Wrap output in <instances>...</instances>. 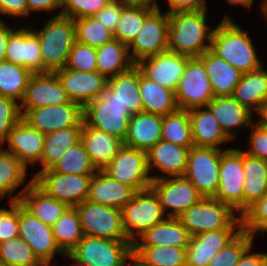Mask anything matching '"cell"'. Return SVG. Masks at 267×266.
I'll return each instance as SVG.
<instances>
[{
    "label": "cell",
    "instance_id": "1",
    "mask_svg": "<svg viewBox=\"0 0 267 266\" xmlns=\"http://www.w3.org/2000/svg\"><path fill=\"white\" fill-rule=\"evenodd\" d=\"M206 12L169 13L168 51L192 58L210 50L214 29H207Z\"/></svg>",
    "mask_w": 267,
    "mask_h": 266
},
{
    "label": "cell",
    "instance_id": "2",
    "mask_svg": "<svg viewBox=\"0 0 267 266\" xmlns=\"http://www.w3.org/2000/svg\"><path fill=\"white\" fill-rule=\"evenodd\" d=\"M210 50L242 73L263 66L247 31L227 15L214 28Z\"/></svg>",
    "mask_w": 267,
    "mask_h": 266
},
{
    "label": "cell",
    "instance_id": "3",
    "mask_svg": "<svg viewBox=\"0 0 267 266\" xmlns=\"http://www.w3.org/2000/svg\"><path fill=\"white\" fill-rule=\"evenodd\" d=\"M40 43L43 73H55L66 66L69 52L76 41L74 20L56 15L43 29L34 31Z\"/></svg>",
    "mask_w": 267,
    "mask_h": 266
},
{
    "label": "cell",
    "instance_id": "4",
    "mask_svg": "<svg viewBox=\"0 0 267 266\" xmlns=\"http://www.w3.org/2000/svg\"><path fill=\"white\" fill-rule=\"evenodd\" d=\"M228 205L213 197H204L177 218L192 236L221 229H242L241 217Z\"/></svg>",
    "mask_w": 267,
    "mask_h": 266
},
{
    "label": "cell",
    "instance_id": "5",
    "mask_svg": "<svg viewBox=\"0 0 267 266\" xmlns=\"http://www.w3.org/2000/svg\"><path fill=\"white\" fill-rule=\"evenodd\" d=\"M133 253L130 240H111L84 235L65 257L85 266H121Z\"/></svg>",
    "mask_w": 267,
    "mask_h": 266
},
{
    "label": "cell",
    "instance_id": "6",
    "mask_svg": "<svg viewBox=\"0 0 267 266\" xmlns=\"http://www.w3.org/2000/svg\"><path fill=\"white\" fill-rule=\"evenodd\" d=\"M121 215L123 228L131 242L146 229L166 219L159 198L151 187L137 191L121 208Z\"/></svg>",
    "mask_w": 267,
    "mask_h": 266
},
{
    "label": "cell",
    "instance_id": "7",
    "mask_svg": "<svg viewBox=\"0 0 267 266\" xmlns=\"http://www.w3.org/2000/svg\"><path fill=\"white\" fill-rule=\"evenodd\" d=\"M93 174H62L51 168L40 171L33 182L47 195L65 203L68 207L87 200Z\"/></svg>",
    "mask_w": 267,
    "mask_h": 266
},
{
    "label": "cell",
    "instance_id": "8",
    "mask_svg": "<svg viewBox=\"0 0 267 266\" xmlns=\"http://www.w3.org/2000/svg\"><path fill=\"white\" fill-rule=\"evenodd\" d=\"M84 235L111 240H129L122 223L121 209L85 200L74 207Z\"/></svg>",
    "mask_w": 267,
    "mask_h": 266
},
{
    "label": "cell",
    "instance_id": "9",
    "mask_svg": "<svg viewBox=\"0 0 267 266\" xmlns=\"http://www.w3.org/2000/svg\"><path fill=\"white\" fill-rule=\"evenodd\" d=\"M243 150L229 148L221 155L219 185L213 197L243 215L244 187Z\"/></svg>",
    "mask_w": 267,
    "mask_h": 266
},
{
    "label": "cell",
    "instance_id": "10",
    "mask_svg": "<svg viewBox=\"0 0 267 266\" xmlns=\"http://www.w3.org/2000/svg\"><path fill=\"white\" fill-rule=\"evenodd\" d=\"M225 150L192 146L184 176L203 197H214L219 185L221 155Z\"/></svg>",
    "mask_w": 267,
    "mask_h": 266
},
{
    "label": "cell",
    "instance_id": "11",
    "mask_svg": "<svg viewBox=\"0 0 267 266\" xmlns=\"http://www.w3.org/2000/svg\"><path fill=\"white\" fill-rule=\"evenodd\" d=\"M214 97L203 62L198 57L190 58L175 91L178 108H204Z\"/></svg>",
    "mask_w": 267,
    "mask_h": 266
},
{
    "label": "cell",
    "instance_id": "12",
    "mask_svg": "<svg viewBox=\"0 0 267 266\" xmlns=\"http://www.w3.org/2000/svg\"><path fill=\"white\" fill-rule=\"evenodd\" d=\"M152 183L150 187L157 194L164 214L168 208H172L167 213V217L177 218L185 210L199 202L203 195L185 177L176 176H150Z\"/></svg>",
    "mask_w": 267,
    "mask_h": 266
},
{
    "label": "cell",
    "instance_id": "13",
    "mask_svg": "<svg viewBox=\"0 0 267 266\" xmlns=\"http://www.w3.org/2000/svg\"><path fill=\"white\" fill-rule=\"evenodd\" d=\"M103 171L136 192L149 188L152 183L147 169L146 152L126 145L120 148Z\"/></svg>",
    "mask_w": 267,
    "mask_h": 266
},
{
    "label": "cell",
    "instance_id": "14",
    "mask_svg": "<svg viewBox=\"0 0 267 266\" xmlns=\"http://www.w3.org/2000/svg\"><path fill=\"white\" fill-rule=\"evenodd\" d=\"M168 34L169 14H162L160 8L154 10L144 20L138 35L128 46L131 60L137 64L144 58L168 51Z\"/></svg>",
    "mask_w": 267,
    "mask_h": 266
},
{
    "label": "cell",
    "instance_id": "15",
    "mask_svg": "<svg viewBox=\"0 0 267 266\" xmlns=\"http://www.w3.org/2000/svg\"><path fill=\"white\" fill-rule=\"evenodd\" d=\"M19 236L32 248L44 266H50L55 254L65 253L57 245L52 227L42 223L19 202Z\"/></svg>",
    "mask_w": 267,
    "mask_h": 266
},
{
    "label": "cell",
    "instance_id": "16",
    "mask_svg": "<svg viewBox=\"0 0 267 266\" xmlns=\"http://www.w3.org/2000/svg\"><path fill=\"white\" fill-rule=\"evenodd\" d=\"M22 119L42 134L83 126V107L76 102L29 110Z\"/></svg>",
    "mask_w": 267,
    "mask_h": 266
},
{
    "label": "cell",
    "instance_id": "17",
    "mask_svg": "<svg viewBox=\"0 0 267 266\" xmlns=\"http://www.w3.org/2000/svg\"><path fill=\"white\" fill-rule=\"evenodd\" d=\"M131 116L126 108L118 103H109L101 96L83 107V122L87 126L103 130L123 141Z\"/></svg>",
    "mask_w": 267,
    "mask_h": 266
},
{
    "label": "cell",
    "instance_id": "18",
    "mask_svg": "<svg viewBox=\"0 0 267 266\" xmlns=\"http://www.w3.org/2000/svg\"><path fill=\"white\" fill-rule=\"evenodd\" d=\"M69 102L71 100L56 73H36L28 80L25 95L20 102V113L23 117L32 109Z\"/></svg>",
    "mask_w": 267,
    "mask_h": 266
},
{
    "label": "cell",
    "instance_id": "19",
    "mask_svg": "<svg viewBox=\"0 0 267 266\" xmlns=\"http://www.w3.org/2000/svg\"><path fill=\"white\" fill-rule=\"evenodd\" d=\"M190 58L183 54L165 51L142 59L136 66L146 78L155 81L162 87L176 91Z\"/></svg>",
    "mask_w": 267,
    "mask_h": 266
},
{
    "label": "cell",
    "instance_id": "20",
    "mask_svg": "<svg viewBox=\"0 0 267 266\" xmlns=\"http://www.w3.org/2000/svg\"><path fill=\"white\" fill-rule=\"evenodd\" d=\"M69 99L82 107L101 96L108 79L98 71L82 72L66 69L55 72Z\"/></svg>",
    "mask_w": 267,
    "mask_h": 266
},
{
    "label": "cell",
    "instance_id": "21",
    "mask_svg": "<svg viewBox=\"0 0 267 266\" xmlns=\"http://www.w3.org/2000/svg\"><path fill=\"white\" fill-rule=\"evenodd\" d=\"M6 61L23 66L32 74L43 73L39 38L34 29L21 27L9 35Z\"/></svg>",
    "mask_w": 267,
    "mask_h": 266
},
{
    "label": "cell",
    "instance_id": "22",
    "mask_svg": "<svg viewBox=\"0 0 267 266\" xmlns=\"http://www.w3.org/2000/svg\"><path fill=\"white\" fill-rule=\"evenodd\" d=\"M101 97L109 103H118L133 115L143 111L139 87V68L134 65L130 70L108 79Z\"/></svg>",
    "mask_w": 267,
    "mask_h": 266
},
{
    "label": "cell",
    "instance_id": "23",
    "mask_svg": "<svg viewBox=\"0 0 267 266\" xmlns=\"http://www.w3.org/2000/svg\"><path fill=\"white\" fill-rule=\"evenodd\" d=\"M10 201H19L29 212L42 223L53 226L56 221L69 208L65 203L47 195L34 182L33 179Z\"/></svg>",
    "mask_w": 267,
    "mask_h": 266
},
{
    "label": "cell",
    "instance_id": "24",
    "mask_svg": "<svg viewBox=\"0 0 267 266\" xmlns=\"http://www.w3.org/2000/svg\"><path fill=\"white\" fill-rule=\"evenodd\" d=\"M45 135L21 119L10 131L6 142L7 151L13 154L26 168L28 163L40 164Z\"/></svg>",
    "mask_w": 267,
    "mask_h": 266
},
{
    "label": "cell",
    "instance_id": "25",
    "mask_svg": "<svg viewBox=\"0 0 267 266\" xmlns=\"http://www.w3.org/2000/svg\"><path fill=\"white\" fill-rule=\"evenodd\" d=\"M241 229H221L192 236L186 247V266H207Z\"/></svg>",
    "mask_w": 267,
    "mask_h": 266
},
{
    "label": "cell",
    "instance_id": "26",
    "mask_svg": "<svg viewBox=\"0 0 267 266\" xmlns=\"http://www.w3.org/2000/svg\"><path fill=\"white\" fill-rule=\"evenodd\" d=\"M231 97L252 113L256 111L261 117L267 108V70L261 66L242 73Z\"/></svg>",
    "mask_w": 267,
    "mask_h": 266
},
{
    "label": "cell",
    "instance_id": "27",
    "mask_svg": "<svg viewBox=\"0 0 267 266\" xmlns=\"http://www.w3.org/2000/svg\"><path fill=\"white\" fill-rule=\"evenodd\" d=\"M189 150L188 147L161 139L146 151L148 172L156 167L169 177L184 176Z\"/></svg>",
    "mask_w": 267,
    "mask_h": 266
},
{
    "label": "cell",
    "instance_id": "28",
    "mask_svg": "<svg viewBox=\"0 0 267 266\" xmlns=\"http://www.w3.org/2000/svg\"><path fill=\"white\" fill-rule=\"evenodd\" d=\"M135 193L133 188L111 178L105 171L97 170L92 176L87 200L121 209Z\"/></svg>",
    "mask_w": 267,
    "mask_h": 266
},
{
    "label": "cell",
    "instance_id": "29",
    "mask_svg": "<svg viewBox=\"0 0 267 266\" xmlns=\"http://www.w3.org/2000/svg\"><path fill=\"white\" fill-rule=\"evenodd\" d=\"M80 140L97 170H103L124 145L123 140L83 122Z\"/></svg>",
    "mask_w": 267,
    "mask_h": 266
},
{
    "label": "cell",
    "instance_id": "30",
    "mask_svg": "<svg viewBox=\"0 0 267 266\" xmlns=\"http://www.w3.org/2000/svg\"><path fill=\"white\" fill-rule=\"evenodd\" d=\"M141 239L138 241V239ZM191 235L178 218L167 217L140 234L132 246H173L186 248Z\"/></svg>",
    "mask_w": 267,
    "mask_h": 266
},
{
    "label": "cell",
    "instance_id": "31",
    "mask_svg": "<svg viewBox=\"0 0 267 266\" xmlns=\"http://www.w3.org/2000/svg\"><path fill=\"white\" fill-rule=\"evenodd\" d=\"M162 115L139 112L129 118L124 145L148 151L161 140Z\"/></svg>",
    "mask_w": 267,
    "mask_h": 266
},
{
    "label": "cell",
    "instance_id": "32",
    "mask_svg": "<svg viewBox=\"0 0 267 266\" xmlns=\"http://www.w3.org/2000/svg\"><path fill=\"white\" fill-rule=\"evenodd\" d=\"M188 110L191 123L193 146L217 148L221 143L231 139L224 133L220 123L213 116L210 109L205 106Z\"/></svg>",
    "mask_w": 267,
    "mask_h": 266
},
{
    "label": "cell",
    "instance_id": "33",
    "mask_svg": "<svg viewBox=\"0 0 267 266\" xmlns=\"http://www.w3.org/2000/svg\"><path fill=\"white\" fill-rule=\"evenodd\" d=\"M207 107L231 140L235 139L240 127H249L253 124L254 114L232 97H214Z\"/></svg>",
    "mask_w": 267,
    "mask_h": 266
},
{
    "label": "cell",
    "instance_id": "34",
    "mask_svg": "<svg viewBox=\"0 0 267 266\" xmlns=\"http://www.w3.org/2000/svg\"><path fill=\"white\" fill-rule=\"evenodd\" d=\"M198 58L206 68L214 96L231 97L235 86L241 78L242 72L224 59L219 58L211 50L205 51Z\"/></svg>",
    "mask_w": 267,
    "mask_h": 266
},
{
    "label": "cell",
    "instance_id": "35",
    "mask_svg": "<svg viewBox=\"0 0 267 266\" xmlns=\"http://www.w3.org/2000/svg\"><path fill=\"white\" fill-rule=\"evenodd\" d=\"M244 187L243 214L267 193V161L243 150Z\"/></svg>",
    "mask_w": 267,
    "mask_h": 266
},
{
    "label": "cell",
    "instance_id": "36",
    "mask_svg": "<svg viewBox=\"0 0 267 266\" xmlns=\"http://www.w3.org/2000/svg\"><path fill=\"white\" fill-rule=\"evenodd\" d=\"M139 87L144 112L163 116L179 109L175 98V91L162 87L155 81L146 78L140 69Z\"/></svg>",
    "mask_w": 267,
    "mask_h": 266
},
{
    "label": "cell",
    "instance_id": "37",
    "mask_svg": "<svg viewBox=\"0 0 267 266\" xmlns=\"http://www.w3.org/2000/svg\"><path fill=\"white\" fill-rule=\"evenodd\" d=\"M97 71L107 79L130 70L136 65L130 57L128 45L117 39L96 48Z\"/></svg>",
    "mask_w": 267,
    "mask_h": 266
},
{
    "label": "cell",
    "instance_id": "38",
    "mask_svg": "<svg viewBox=\"0 0 267 266\" xmlns=\"http://www.w3.org/2000/svg\"><path fill=\"white\" fill-rule=\"evenodd\" d=\"M82 127H70L57 130L45 135L43 152L40 159L42 169L35 173V176L43 170L50 169L60 157L80 140Z\"/></svg>",
    "mask_w": 267,
    "mask_h": 266
},
{
    "label": "cell",
    "instance_id": "39",
    "mask_svg": "<svg viewBox=\"0 0 267 266\" xmlns=\"http://www.w3.org/2000/svg\"><path fill=\"white\" fill-rule=\"evenodd\" d=\"M161 139L183 147L193 146L188 110L177 109L162 116Z\"/></svg>",
    "mask_w": 267,
    "mask_h": 266
},
{
    "label": "cell",
    "instance_id": "40",
    "mask_svg": "<svg viewBox=\"0 0 267 266\" xmlns=\"http://www.w3.org/2000/svg\"><path fill=\"white\" fill-rule=\"evenodd\" d=\"M55 241L60 249L68 254L84 237L78 213L69 207L52 226Z\"/></svg>",
    "mask_w": 267,
    "mask_h": 266
},
{
    "label": "cell",
    "instance_id": "41",
    "mask_svg": "<svg viewBox=\"0 0 267 266\" xmlns=\"http://www.w3.org/2000/svg\"><path fill=\"white\" fill-rule=\"evenodd\" d=\"M32 73L23 66L4 61L0 63V96L22 101Z\"/></svg>",
    "mask_w": 267,
    "mask_h": 266
},
{
    "label": "cell",
    "instance_id": "42",
    "mask_svg": "<svg viewBox=\"0 0 267 266\" xmlns=\"http://www.w3.org/2000/svg\"><path fill=\"white\" fill-rule=\"evenodd\" d=\"M133 253L148 266H186V248L132 246Z\"/></svg>",
    "mask_w": 267,
    "mask_h": 266
},
{
    "label": "cell",
    "instance_id": "43",
    "mask_svg": "<svg viewBox=\"0 0 267 266\" xmlns=\"http://www.w3.org/2000/svg\"><path fill=\"white\" fill-rule=\"evenodd\" d=\"M27 168L9 151L0 146V199L9 197L26 179Z\"/></svg>",
    "mask_w": 267,
    "mask_h": 266
},
{
    "label": "cell",
    "instance_id": "44",
    "mask_svg": "<svg viewBox=\"0 0 267 266\" xmlns=\"http://www.w3.org/2000/svg\"><path fill=\"white\" fill-rule=\"evenodd\" d=\"M153 11L154 9L145 7L124 6L113 34L114 38L129 46L138 35L144 20Z\"/></svg>",
    "mask_w": 267,
    "mask_h": 266
},
{
    "label": "cell",
    "instance_id": "45",
    "mask_svg": "<svg viewBox=\"0 0 267 266\" xmlns=\"http://www.w3.org/2000/svg\"><path fill=\"white\" fill-rule=\"evenodd\" d=\"M51 169L62 174H94L97 171L81 140L68 148Z\"/></svg>",
    "mask_w": 267,
    "mask_h": 266
},
{
    "label": "cell",
    "instance_id": "46",
    "mask_svg": "<svg viewBox=\"0 0 267 266\" xmlns=\"http://www.w3.org/2000/svg\"><path fill=\"white\" fill-rule=\"evenodd\" d=\"M0 264L5 266H44L20 236L0 243Z\"/></svg>",
    "mask_w": 267,
    "mask_h": 266
},
{
    "label": "cell",
    "instance_id": "47",
    "mask_svg": "<svg viewBox=\"0 0 267 266\" xmlns=\"http://www.w3.org/2000/svg\"><path fill=\"white\" fill-rule=\"evenodd\" d=\"M76 41L98 48L114 39L113 33L93 16L74 20Z\"/></svg>",
    "mask_w": 267,
    "mask_h": 266
},
{
    "label": "cell",
    "instance_id": "48",
    "mask_svg": "<svg viewBox=\"0 0 267 266\" xmlns=\"http://www.w3.org/2000/svg\"><path fill=\"white\" fill-rule=\"evenodd\" d=\"M254 237L241 229L207 264V266H236L243 253L253 245Z\"/></svg>",
    "mask_w": 267,
    "mask_h": 266
},
{
    "label": "cell",
    "instance_id": "49",
    "mask_svg": "<svg viewBox=\"0 0 267 266\" xmlns=\"http://www.w3.org/2000/svg\"><path fill=\"white\" fill-rule=\"evenodd\" d=\"M65 68L82 72L97 71L96 48L75 41Z\"/></svg>",
    "mask_w": 267,
    "mask_h": 266
},
{
    "label": "cell",
    "instance_id": "50",
    "mask_svg": "<svg viewBox=\"0 0 267 266\" xmlns=\"http://www.w3.org/2000/svg\"><path fill=\"white\" fill-rule=\"evenodd\" d=\"M242 229L250 233L253 237L259 232H267V193L257 200L241 216Z\"/></svg>",
    "mask_w": 267,
    "mask_h": 266
},
{
    "label": "cell",
    "instance_id": "51",
    "mask_svg": "<svg viewBox=\"0 0 267 266\" xmlns=\"http://www.w3.org/2000/svg\"><path fill=\"white\" fill-rule=\"evenodd\" d=\"M111 0H61V9L57 15H64L71 19L94 16Z\"/></svg>",
    "mask_w": 267,
    "mask_h": 266
},
{
    "label": "cell",
    "instance_id": "52",
    "mask_svg": "<svg viewBox=\"0 0 267 266\" xmlns=\"http://www.w3.org/2000/svg\"><path fill=\"white\" fill-rule=\"evenodd\" d=\"M22 119L20 103L0 96V146L4 145L12 128Z\"/></svg>",
    "mask_w": 267,
    "mask_h": 266
},
{
    "label": "cell",
    "instance_id": "53",
    "mask_svg": "<svg viewBox=\"0 0 267 266\" xmlns=\"http://www.w3.org/2000/svg\"><path fill=\"white\" fill-rule=\"evenodd\" d=\"M9 206L0 209V243L19 236V201H10Z\"/></svg>",
    "mask_w": 267,
    "mask_h": 266
},
{
    "label": "cell",
    "instance_id": "54",
    "mask_svg": "<svg viewBox=\"0 0 267 266\" xmlns=\"http://www.w3.org/2000/svg\"><path fill=\"white\" fill-rule=\"evenodd\" d=\"M251 126L250 147L244 152L267 161V125L260 119Z\"/></svg>",
    "mask_w": 267,
    "mask_h": 266
},
{
    "label": "cell",
    "instance_id": "55",
    "mask_svg": "<svg viewBox=\"0 0 267 266\" xmlns=\"http://www.w3.org/2000/svg\"><path fill=\"white\" fill-rule=\"evenodd\" d=\"M123 7L124 5L118 0H111V2H109L93 17L114 34L117 23L121 17V11Z\"/></svg>",
    "mask_w": 267,
    "mask_h": 266
},
{
    "label": "cell",
    "instance_id": "56",
    "mask_svg": "<svg viewBox=\"0 0 267 266\" xmlns=\"http://www.w3.org/2000/svg\"><path fill=\"white\" fill-rule=\"evenodd\" d=\"M169 13L195 12L207 9L206 0H167Z\"/></svg>",
    "mask_w": 267,
    "mask_h": 266
},
{
    "label": "cell",
    "instance_id": "57",
    "mask_svg": "<svg viewBox=\"0 0 267 266\" xmlns=\"http://www.w3.org/2000/svg\"><path fill=\"white\" fill-rule=\"evenodd\" d=\"M0 13L14 17L28 16L26 0H0Z\"/></svg>",
    "mask_w": 267,
    "mask_h": 266
},
{
    "label": "cell",
    "instance_id": "58",
    "mask_svg": "<svg viewBox=\"0 0 267 266\" xmlns=\"http://www.w3.org/2000/svg\"><path fill=\"white\" fill-rule=\"evenodd\" d=\"M251 248L243 253L236 266H264L267 263V253H249Z\"/></svg>",
    "mask_w": 267,
    "mask_h": 266
},
{
    "label": "cell",
    "instance_id": "59",
    "mask_svg": "<svg viewBox=\"0 0 267 266\" xmlns=\"http://www.w3.org/2000/svg\"><path fill=\"white\" fill-rule=\"evenodd\" d=\"M28 5V12L35 11H53L61 8V0H26Z\"/></svg>",
    "mask_w": 267,
    "mask_h": 266
},
{
    "label": "cell",
    "instance_id": "60",
    "mask_svg": "<svg viewBox=\"0 0 267 266\" xmlns=\"http://www.w3.org/2000/svg\"><path fill=\"white\" fill-rule=\"evenodd\" d=\"M14 30L0 20V63L6 61V48L9 35Z\"/></svg>",
    "mask_w": 267,
    "mask_h": 266
},
{
    "label": "cell",
    "instance_id": "61",
    "mask_svg": "<svg viewBox=\"0 0 267 266\" xmlns=\"http://www.w3.org/2000/svg\"><path fill=\"white\" fill-rule=\"evenodd\" d=\"M124 6H139L157 10L159 9V4L156 0H118Z\"/></svg>",
    "mask_w": 267,
    "mask_h": 266
},
{
    "label": "cell",
    "instance_id": "62",
    "mask_svg": "<svg viewBox=\"0 0 267 266\" xmlns=\"http://www.w3.org/2000/svg\"><path fill=\"white\" fill-rule=\"evenodd\" d=\"M130 262L125 261L121 266H148L142 262L134 253L129 257Z\"/></svg>",
    "mask_w": 267,
    "mask_h": 266
},
{
    "label": "cell",
    "instance_id": "63",
    "mask_svg": "<svg viewBox=\"0 0 267 266\" xmlns=\"http://www.w3.org/2000/svg\"><path fill=\"white\" fill-rule=\"evenodd\" d=\"M231 5H241L245 8H250L253 5L254 0H227Z\"/></svg>",
    "mask_w": 267,
    "mask_h": 266
},
{
    "label": "cell",
    "instance_id": "64",
    "mask_svg": "<svg viewBox=\"0 0 267 266\" xmlns=\"http://www.w3.org/2000/svg\"><path fill=\"white\" fill-rule=\"evenodd\" d=\"M261 12L263 13V15L266 17L267 19V0H263L261 3Z\"/></svg>",
    "mask_w": 267,
    "mask_h": 266
},
{
    "label": "cell",
    "instance_id": "65",
    "mask_svg": "<svg viewBox=\"0 0 267 266\" xmlns=\"http://www.w3.org/2000/svg\"><path fill=\"white\" fill-rule=\"evenodd\" d=\"M260 119L267 125V108L265 109Z\"/></svg>",
    "mask_w": 267,
    "mask_h": 266
},
{
    "label": "cell",
    "instance_id": "66",
    "mask_svg": "<svg viewBox=\"0 0 267 266\" xmlns=\"http://www.w3.org/2000/svg\"><path fill=\"white\" fill-rule=\"evenodd\" d=\"M75 262H76V263L73 264V265H71V266H85V265H83V264L78 263L77 261H75Z\"/></svg>",
    "mask_w": 267,
    "mask_h": 266
}]
</instances>
